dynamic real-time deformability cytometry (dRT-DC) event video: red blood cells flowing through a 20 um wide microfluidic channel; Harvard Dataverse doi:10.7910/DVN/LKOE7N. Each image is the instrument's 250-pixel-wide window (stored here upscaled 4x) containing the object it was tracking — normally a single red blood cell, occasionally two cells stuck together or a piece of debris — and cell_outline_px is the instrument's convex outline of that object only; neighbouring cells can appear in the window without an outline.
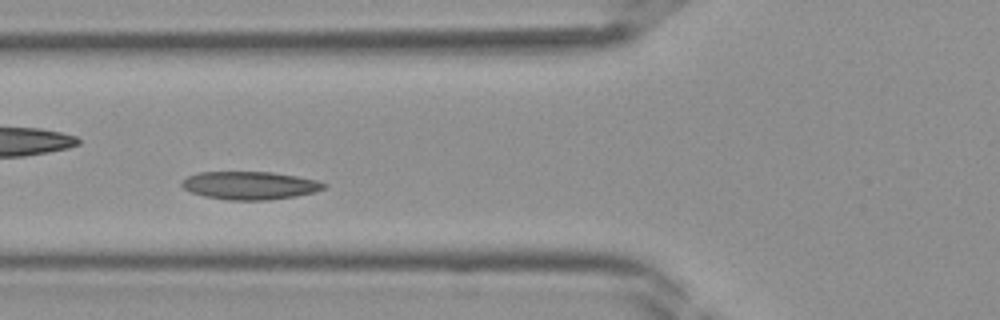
{"species": "Egyptian fruit bat (a non-hibernating species)", "species_latin": "Rousettus aegyptiacus", "temperature_condition": "room temperature", "stored_images_in_passage": 25, "camera_frame_rate_fps": 3000, "um_per_image_px": 0.085, "frame": {"image": 1, "passage_image": 8, "time_ms": 2.333, "image_size_px": [1000, 320], "cell_outline_px": [[328, 184], [324, 188], [312, 192], [296, 196], [268, 200], [228, 200], [204, 196], [192, 192], [184, 188], [180, 184], [188, 176], [200, 172], [272, 172], [296, 176], [316, 180]], "centroid_in_image_um": [21.24, 15.76], "position_along_channel_um": 104.6, "area_um2": 23.0}}
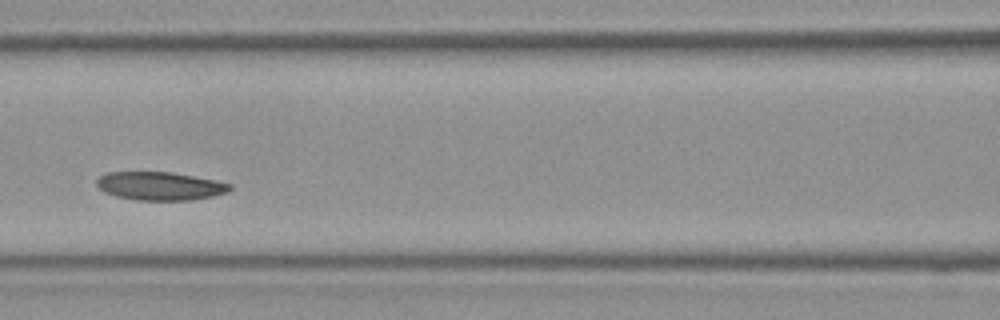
{"frame": {"image": 2, "passage_image": 11, "time_ms": 3.333, "image_size_px": [1000, 320], "cell_outline_px": [[232, 188], [228, 192], [212, 196], [192, 200], [136, 200], [116, 196], [104, 192], [96, 184], [96, 180], [100, 176], [108, 172], [172, 172], [216, 180], [232, 184]], "centroid_in_image_um": [13.61, 15.81], "position_along_channel_um": 153.0, "area_um2": 22.02}}
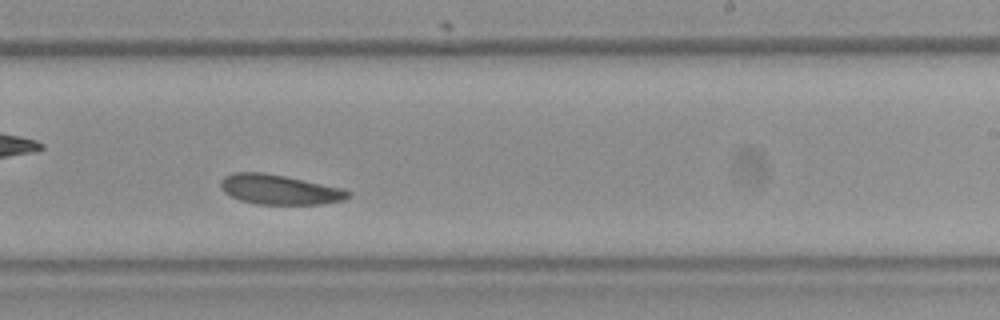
{"frame": {"image": 3, "passage_image": 18, "time_ms": 5.667, "image_size_px": [1000, 320], "cell_outline_px": [[352, 196], [344, 200], [320, 204], [256, 204], [240, 200], [224, 192], [220, 188], [220, 180], [224, 176], [232, 172], [264, 172], [344, 188], [352, 192]], "centroid_in_image_um": [23.76, 16.11], "position_along_channel_um": 265.2, "area_um2": 22.31}}